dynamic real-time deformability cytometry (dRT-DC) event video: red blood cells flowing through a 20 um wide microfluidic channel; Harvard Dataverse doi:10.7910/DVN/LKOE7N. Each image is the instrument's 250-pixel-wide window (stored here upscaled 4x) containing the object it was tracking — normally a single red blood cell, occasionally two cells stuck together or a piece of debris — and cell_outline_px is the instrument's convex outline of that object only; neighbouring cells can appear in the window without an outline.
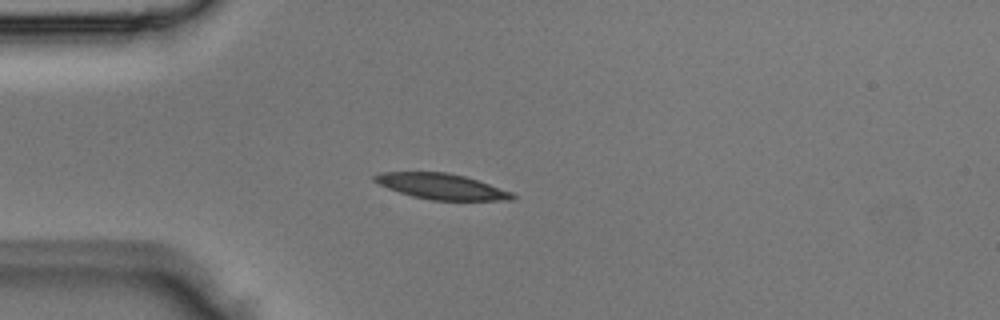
{"species": "Egyptian fruit bat (a non-hibernating species)", "species_latin": "Rousettus aegyptiacus", "temperature_condition": "room temperature", "stored_images_in_passage": 3, "camera_frame_rate_fps": 3000, "um_per_image_px": 0.085, "animal": {"sex": "male"}, "frame": {"image": 1, "passage_image": 3, "time_ms": 0.667, "image_size_px": [1000, 320], "cell_outline_px": [[516, 196], [512, 200], [432, 200], [412, 196], [388, 188], [372, 180], [372, 176], [380, 172], [448, 172], [464, 176], [512, 192]], "centroid_in_image_um": [37.5, 15.84], "position_along_channel_um": 47.5, "area_um2": 20.4}}